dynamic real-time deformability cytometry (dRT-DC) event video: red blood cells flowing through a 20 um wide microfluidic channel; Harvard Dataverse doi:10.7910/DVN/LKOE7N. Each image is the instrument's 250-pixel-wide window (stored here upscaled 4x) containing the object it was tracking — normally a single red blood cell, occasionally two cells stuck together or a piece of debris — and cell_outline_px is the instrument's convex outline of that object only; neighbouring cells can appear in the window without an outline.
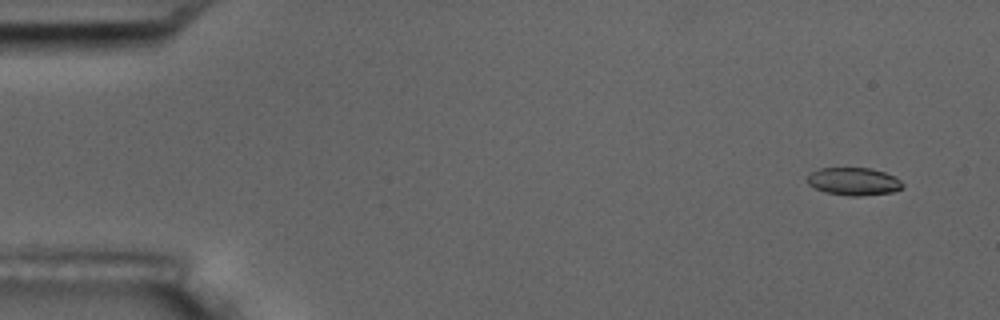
{"species": "common noctule bat (a hibernating species)", "species_latin": "Nyctalus noctula", "temperature_condition": "room temperature", "stored_images_in_passage": 16, "camera_frame_rate_fps": 3000, "um_per_image_px": 0.085, "animal": {"sex": "male", "body_mass_g": 17.5, "forearm_length_mm": 52.3}, "frame": {"image": 1, "passage_image": 1, "time_ms": 0.0, "image_size_px": [1000, 320], "cell_outline_px": [[904, 188], [892, 192], [860, 196], [848, 196], [824, 192], [808, 184], [804, 180], [812, 172], [820, 168], [868, 168], [884, 172], [896, 176], [904, 184]], "centroid_in_image_um": [72.57, 15.43], "position_along_channel_um": 12.4, "area_um2": 15.55}}
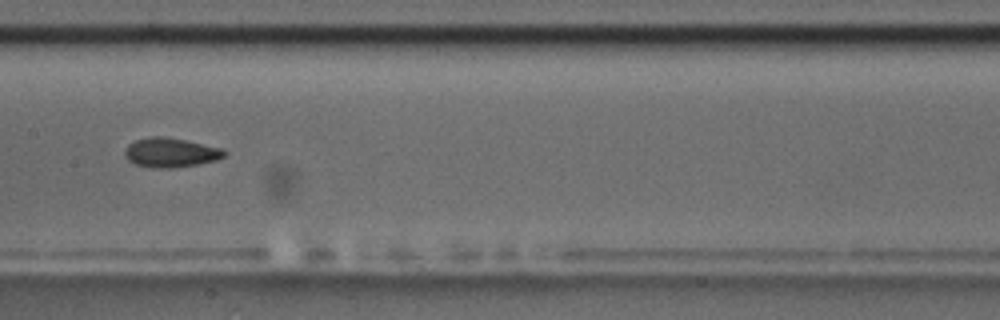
{"frame": {"image": 2, "passage_image": 8, "time_ms": 8.333, "image_size_px": [1000, 320], "cell_outline_px": [[228, 152], [224, 156], [216, 160], [196, 164], [172, 168], [156, 168], [136, 164], [128, 160], [124, 156], [124, 148], [128, 144], [136, 140], [148, 136], [168, 136], [220, 148]], "centroid_in_image_um": [14.46, 12.95], "position_along_channel_um": 192.9, "area_um2": 17.05}}
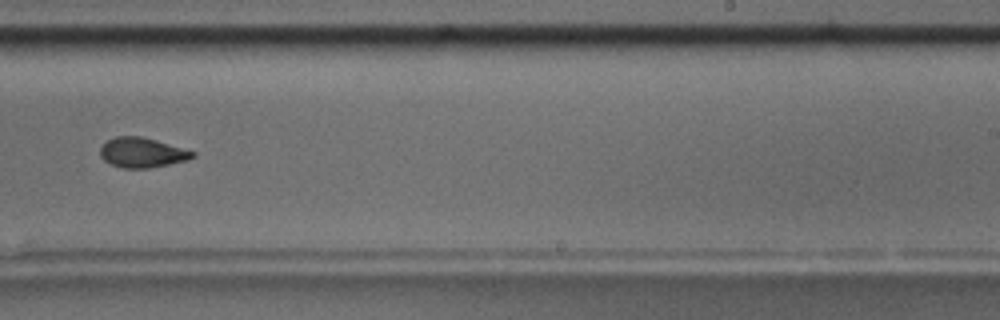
{"frame": {"image": 3, "passage_image": 10, "time_ms": 10.667, "image_size_px": [1000, 320], "cell_outline_px": [[196, 156], [188, 160], [148, 168], [124, 168], [112, 164], [104, 160], [100, 156], [100, 148], [108, 140], [116, 136], [140, 136], [156, 140], [196, 152]], "centroid_in_image_um": [12.09, 12.97], "position_along_channel_um": 276.9, "area_um2": 15.95}, "authors_computed_cell_mechanics": {"area_um2": 16.5886, "velocity_mm_per_s": 3.6106, "shape_relaxation_time_tau1_ms": 5.2531, "shape_relaxation_time_tau2_ms": 4.572, "deformation_change_tau1": 0.1681, "deformation_change_tau2": 0.0749}}